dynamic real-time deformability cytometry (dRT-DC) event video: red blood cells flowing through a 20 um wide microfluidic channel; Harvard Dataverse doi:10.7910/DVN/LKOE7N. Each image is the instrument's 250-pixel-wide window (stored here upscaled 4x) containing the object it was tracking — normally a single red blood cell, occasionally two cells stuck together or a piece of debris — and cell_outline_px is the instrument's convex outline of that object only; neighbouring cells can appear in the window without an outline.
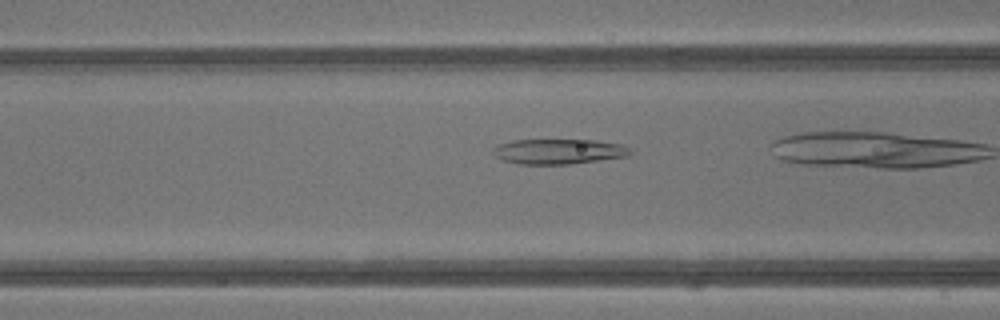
{"species": "common noctule bat (a hibernating species)", "species_latin": "Nyctalus noctula", "temperature_condition": "warm", "stored_images_in_passage": 23, "camera_frame_rate_fps": 3000, "um_per_image_px": 0.085, "animal": {"sex": "male", "body_mass_g": 13.3}, "frame": {"image": 1, "passage_image": 7, "time_ms": 2.0, "image_size_px": [1000, 320], "cell_outline_px": [[632, 152], [628, 156], [568, 164], [516, 164], [504, 160], [496, 156], [492, 152], [492, 148], [500, 144], [512, 140], [596, 140], [620, 144], [628, 148]], "centroid_in_image_um": [47.45, 12.87], "position_along_channel_um": 119.1, "area_um2": 19.94}}